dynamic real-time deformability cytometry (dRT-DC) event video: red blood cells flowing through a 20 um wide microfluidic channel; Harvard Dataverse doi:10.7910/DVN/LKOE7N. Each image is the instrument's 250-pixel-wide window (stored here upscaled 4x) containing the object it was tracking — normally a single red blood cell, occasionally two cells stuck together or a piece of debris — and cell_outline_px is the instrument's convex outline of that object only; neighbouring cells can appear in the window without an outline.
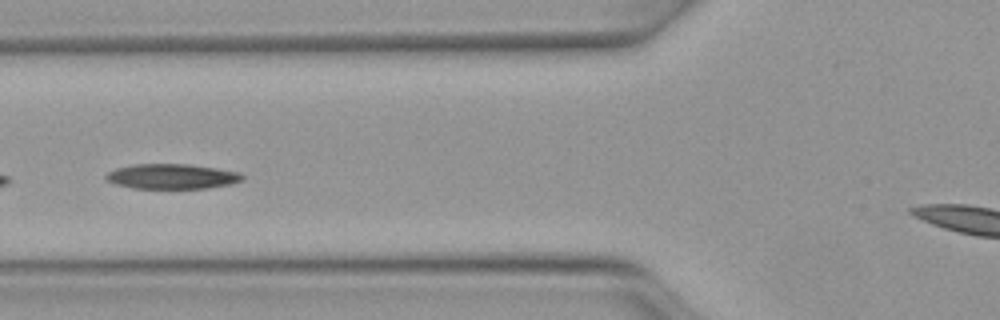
{"species": "Egyptian fruit bat (a non-hibernating species)", "species_latin": "Rousettus aegyptiacus", "temperature_condition": "warm", "stored_images_in_passage": 19, "camera_frame_rate_fps": 3000, "um_per_image_px": 0.085, "animal": {"sex": "female"}, "frame": {"image": 1, "passage_image": 16, "time_ms": 5.0, "image_size_px": [1000, 320], "cell_outline_px": [[244, 180], [232, 184], [208, 188], [132, 188], [116, 184], [108, 180], [104, 176], [108, 172], [116, 168], [132, 164], [188, 164], [216, 168], [240, 172], [244, 176]], "centroid_in_image_um": [14.64, 14.99], "position_along_channel_um": 111.2, "area_um2": 19.94}}